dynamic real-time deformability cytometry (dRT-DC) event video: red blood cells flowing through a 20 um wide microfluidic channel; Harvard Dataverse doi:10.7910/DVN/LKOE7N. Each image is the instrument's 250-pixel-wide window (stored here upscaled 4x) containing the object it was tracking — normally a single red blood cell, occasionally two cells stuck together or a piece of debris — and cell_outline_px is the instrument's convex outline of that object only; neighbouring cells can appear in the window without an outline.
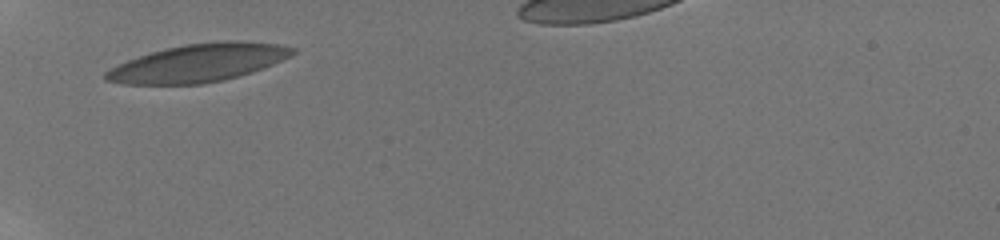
{"species": "human", "species_latin": "Homo sapiens", "temperature_condition": "room temperature", "stored_images_in_passage": 15, "camera_frame_rate_fps": 3000, "um_per_image_px": 0.085, "donor": {"sex": "male"}, "frame": {"image": 1, "passage_image": 1, "time_ms": 0.0, "image_size_px": [1000, 240], "cell_outline_px": [[296, 52], [264, 68], [240, 76], [224, 80], [204, 84], [124, 84], [104, 80], [104, 72], [128, 60], [152, 52], [184, 44], [228, 40], [240, 40], [280, 44], [296, 48]], "centroid_in_image_um": [16.9, 5.35], "position_along_channel_um": 68.1, "area_um2": 41.1}}
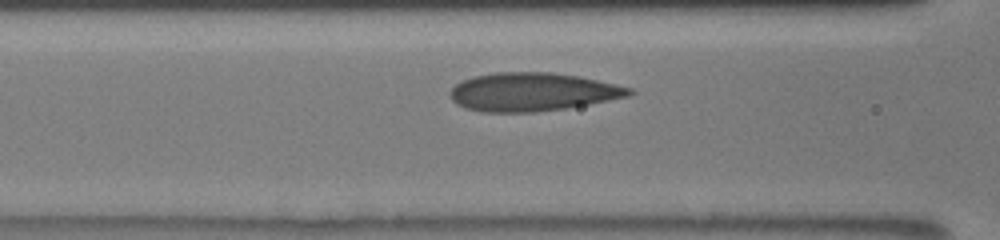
{"frame": {"image": 2, "passage_image": 10, "time_ms": 1.667, "image_size_px": [1000, 240], "cell_outline_px": [[636, 92], [628, 96], [568, 108], [536, 112], [480, 112], [464, 108], [456, 104], [452, 100], [448, 92], [456, 84], [464, 80], [476, 76], [496, 72], [552, 72], [576, 76], [596, 80], [632, 88]], "centroid_in_image_um": [45.23, 7.82], "position_along_channel_um": 121.4, "area_um2": 40.0}}
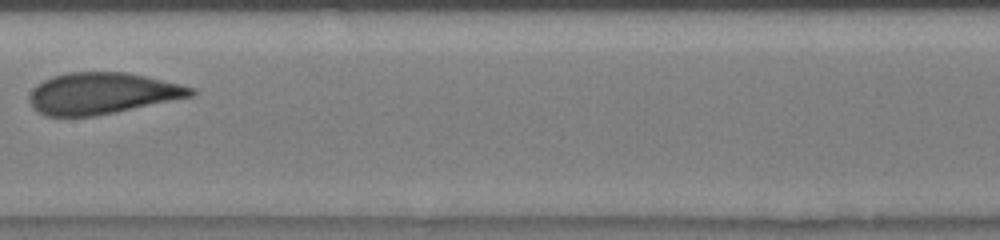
{"frame": {"image": 3, "passage_image": 15, "time_ms": 3.667, "image_size_px": [1000, 240], "cell_outline_px": [[196, 96], [92, 116], [44, 116], [32, 108], [28, 100], [28, 96], [32, 88], [36, 84], [52, 76], [68, 72], [124, 72], [144, 76], [196, 88]], "centroid_in_image_um": [8.64, 7.93], "position_along_channel_um": 198.8, "area_um2": 39.02}}